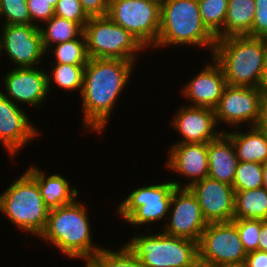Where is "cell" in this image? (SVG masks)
I'll list each match as a JSON object with an SVG mask.
<instances>
[{
  "mask_svg": "<svg viewBox=\"0 0 267 267\" xmlns=\"http://www.w3.org/2000/svg\"><path fill=\"white\" fill-rule=\"evenodd\" d=\"M0 22L2 25L31 24L27 0H0Z\"/></svg>",
  "mask_w": 267,
  "mask_h": 267,
  "instance_id": "4dcf8cb0",
  "label": "cell"
},
{
  "mask_svg": "<svg viewBox=\"0 0 267 267\" xmlns=\"http://www.w3.org/2000/svg\"><path fill=\"white\" fill-rule=\"evenodd\" d=\"M195 267H203L200 263H198Z\"/></svg>",
  "mask_w": 267,
  "mask_h": 267,
  "instance_id": "7dc6e473",
  "label": "cell"
},
{
  "mask_svg": "<svg viewBox=\"0 0 267 267\" xmlns=\"http://www.w3.org/2000/svg\"><path fill=\"white\" fill-rule=\"evenodd\" d=\"M190 190L197 197L208 223L234 219L235 191L232 185L206 177L195 182Z\"/></svg>",
  "mask_w": 267,
  "mask_h": 267,
  "instance_id": "d6986e66",
  "label": "cell"
},
{
  "mask_svg": "<svg viewBox=\"0 0 267 267\" xmlns=\"http://www.w3.org/2000/svg\"><path fill=\"white\" fill-rule=\"evenodd\" d=\"M54 15L76 22L83 29L90 18L79 0H59L54 9Z\"/></svg>",
  "mask_w": 267,
  "mask_h": 267,
  "instance_id": "d6a6232c",
  "label": "cell"
},
{
  "mask_svg": "<svg viewBox=\"0 0 267 267\" xmlns=\"http://www.w3.org/2000/svg\"><path fill=\"white\" fill-rule=\"evenodd\" d=\"M255 7L251 37L267 39V0H255Z\"/></svg>",
  "mask_w": 267,
  "mask_h": 267,
  "instance_id": "e575fe53",
  "label": "cell"
},
{
  "mask_svg": "<svg viewBox=\"0 0 267 267\" xmlns=\"http://www.w3.org/2000/svg\"><path fill=\"white\" fill-rule=\"evenodd\" d=\"M232 186L234 191L253 190L263 187L262 164L238 161Z\"/></svg>",
  "mask_w": 267,
  "mask_h": 267,
  "instance_id": "f1b7e54d",
  "label": "cell"
},
{
  "mask_svg": "<svg viewBox=\"0 0 267 267\" xmlns=\"http://www.w3.org/2000/svg\"><path fill=\"white\" fill-rule=\"evenodd\" d=\"M150 1H154L156 3H159L161 5V3L164 1V0H150Z\"/></svg>",
  "mask_w": 267,
  "mask_h": 267,
  "instance_id": "f6af8a7d",
  "label": "cell"
},
{
  "mask_svg": "<svg viewBox=\"0 0 267 267\" xmlns=\"http://www.w3.org/2000/svg\"><path fill=\"white\" fill-rule=\"evenodd\" d=\"M77 260H81L82 263L84 261V267H104L95 257L77 258Z\"/></svg>",
  "mask_w": 267,
  "mask_h": 267,
  "instance_id": "ab89813d",
  "label": "cell"
},
{
  "mask_svg": "<svg viewBox=\"0 0 267 267\" xmlns=\"http://www.w3.org/2000/svg\"><path fill=\"white\" fill-rule=\"evenodd\" d=\"M27 170L36 178L40 194L45 205L49 209L73 203L79 196V189L75 185L70 186L69 179L61 173H51L40 166L29 165Z\"/></svg>",
  "mask_w": 267,
  "mask_h": 267,
  "instance_id": "ffe728a7",
  "label": "cell"
},
{
  "mask_svg": "<svg viewBox=\"0 0 267 267\" xmlns=\"http://www.w3.org/2000/svg\"><path fill=\"white\" fill-rule=\"evenodd\" d=\"M203 24L216 37L224 38V23L229 0H197Z\"/></svg>",
  "mask_w": 267,
  "mask_h": 267,
  "instance_id": "83f0119b",
  "label": "cell"
},
{
  "mask_svg": "<svg viewBox=\"0 0 267 267\" xmlns=\"http://www.w3.org/2000/svg\"><path fill=\"white\" fill-rule=\"evenodd\" d=\"M47 1H49V4H50L52 7L55 8L59 0H47Z\"/></svg>",
  "mask_w": 267,
  "mask_h": 267,
  "instance_id": "ee69618b",
  "label": "cell"
},
{
  "mask_svg": "<svg viewBox=\"0 0 267 267\" xmlns=\"http://www.w3.org/2000/svg\"><path fill=\"white\" fill-rule=\"evenodd\" d=\"M0 57L2 58V54H1V34H0ZM0 58V61L3 60Z\"/></svg>",
  "mask_w": 267,
  "mask_h": 267,
  "instance_id": "bcb514c9",
  "label": "cell"
},
{
  "mask_svg": "<svg viewBox=\"0 0 267 267\" xmlns=\"http://www.w3.org/2000/svg\"><path fill=\"white\" fill-rule=\"evenodd\" d=\"M39 28L45 50L56 44L77 39L84 32L78 23L56 15Z\"/></svg>",
  "mask_w": 267,
  "mask_h": 267,
  "instance_id": "484cf974",
  "label": "cell"
},
{
  "mask_svg": "<svg viewBox=\"0 0 267 267\" xmlns=\"http://www.w3.org/2000/svg\"><path fill=\"white\" fill-rule=\"evenodd\" d=\"M260 88L262 91H267V56L264 64L263 75L260 81Z\"/></svg>",
  "mask_w": 267,
  "mask_h": 267,
  "instance_id": "60d3db41",
  "label": "cell"
},
{
  "mask_svg": "<svg viewBox=\"0 0 267 267\" xmlns=\"http://www.w3.org/2000/svg\"><path fill=\"white\" fill-rule=\"evenodd\" d=\"M246 253L259 250L261 219H233Z\"/></svg>",
  "mask_w": 267,
  "mask_h": 267,
  "instance_id": "1f68e13d",
  "label": "cell"
},
{
  "mask_svg": "<svg viewBox=\"0 0 267 267\" xmlns=\"http://www.w3.org/2000/svg\"><path fill=\"white\" fill-rule=\"evenodd\" d=\"M147 184L133 188L134 190L127 193L125 199L119 200L121 202L116 209L120 219L122 218L126 225L135 228L134 231L155 229L153 225H158V222H163L161 224L163 227L168 218L176 186L169 179Z\"/></svg>",
  "mask_w": 267,
  "mask_h": 267,
  "instance_id": "52a82bcc",
  "label": "cell"
},
{
  "mask_svg": "<svg viewBox=\"0 0 267 267\" xmlns=\"http://www.w3.org/2000/svg\"><path fill=\"white\" fill-rule=\"evenodd\" d=\"M89 17L107 16L110 0H79Z\"/></svg>",
  "mask_w": 267,
  "mask_h": 267,
  "instance_id": "d590c367",
  "label": "cell"
},
{
  "mask_svg": "<svg viewBox=\"0 0 267 267\" xmlns=\"http://www.w3.org/2000/svg\"><path fill=\"white\" fill-rule=\"evenodd\" d=\"M31 24L40 27L54 16V7L47 0H27Z\"/></svg>",
  "mask_w": 267,
  "mask_h": 267,
  "instance_id": "836d02e7",
  "label": "cell"
},
{
  "mask_svg": "<svg viewBox=\"0 0 267 267\" xmlns=\"http://www.w3.org/2000/svg\"><path fill=\"white\" fill-rule=\"evenodd\" d=\"M144 232L133 231L124 242L143 267H195L199 263L198 242L157 229Z\"/></svg>",
  "mask_w": 267,
  "mask_h": 267,
  "instance_id": "8992f818",
  "label": "cell"
},
{
  "mask_svg": "<svg viewBox=\"0 0 267 267\" xmlns=\"http://www.w3.org/2000/svg\"><path fill=\"white\" fill-rule=\"evenodd\" d=\"M208 177L232 185L238 158L230 137L222 132L208 142Z\"/></svg>",
  "mask_w": 267,
  "mask_h": 267,
  "instance_id": "44dd1931",
  "label": "cell"
},
{
  "mask_svg": "<svg viewBox=\"0 0 267 267\" xmlns=\"http://www.w3.org/2000/svg\"><path fill=\"white\" fill-rule=\"evenodd\" d=\"M43 68L24 67L9 68L1 78L3 86L0 92L13 103L24 107L33 108L46 107L50 99L48 91L47 71ZM47 100V101H46ZM24 104V106H23ZM38 107V108H37Z\"/></svg>",
  "mask_w": 267,
  "mask_h": 267,
  "instance_id": "5bb4252c",
  "label": "cell"
},
{
  "mask_svg": "<svg viewBox=\"0 0 267 267\" xmlns=\"http://www.w3.org/2000/svg\"><path fill=\"white\" fill-rule=\"evenodd\" d=\"M136 66L137 62L121 59L89 58L79 97L84 132L99 137L105 133L121 95L134 77Z\"/></svg>",
  "mask_w": 267,
  "mask_h": 267,
  "instance_id": "6da1fadb",
  "label": "cell"
},
{
  "mask_svg": "<svg viewBox=\"0 0 267 267\" xmlns=\"http://www.w3.org/2000/svg\"><path fill=\"white\" fill-rule=\"evenodd\" d=\"M209 223L203 216L195 194L190 188L174 189L167 221L161 228L164 234L199 242Z\"/></svg>",
  "mask_w": 267,
  "mask_h": 267,
  "instance_id": "9a60e30c",
  "label": "cell"
},
{
  "mask_svg": "<svg viewBox=\"0 0 267 267\" xmlns=\"http://www.w3.org/2000/svg\"><path fill=\"white\" fill-rule=\"evenodd\" d=\"M160 6L150 0H110L107 16L130 32L148 52L157 43Z\"/></svg>",
  "mask_w": 267,
  "mask_h": 267,
  "instance_id": "9c48e42d",
  "label": "cell"
},
{
  "mask_svg": "<svg viewBox=\"0 0 267 267\" xmlns=\"http://www.w3.org/2000/svg\"><path fill=\"white\" fill-rule=\"evenodd\" d=\"M84 35L89 58L139 62L141 55L147 53V49L130 32L108 16L90 17L85 24Z\"/></svg>",
  "mask_w": 267,
  "mask_h": 267,
  "instance_id": "ba28073f",
  "label": "cell"
},
{
  "mask_svg": "<svg viewBox=\"0 0 267 267\" xmlns=\"http://www.w3.org/2000/svg\"><path fill=\"white\" fill-rule=\"evenodd\" d=\"M234 219L267 220V190L235 191Z\"/></svg>",
  "mask_w": 267,
  "mask_h": 267,
  "instance_id": "d4e9b609",
  "label": "cell"
},
{
  "mask_svg": "<svg viewBox=\"0 0 267 267\" xmlns=\"http://www.w3.org/2000/svg\"><path fill=\"white\" fill-rule=\"evenodd\" d=\"M215 43L216 37L202 22L197 0H164L161 3L160 30L152 48L154 51L174 45V48L188 46L191 50H208L212 56Z\"/></svg>",
  "mask_w": 267,
  "mask_h": 267,
  "instance_id": "3957f363",
  "label": "cell"
},
{
  "mask_svg": "<svg viewBox=\"0 0 267 267\" xmlns=\"http://www.w3.org/2000/svg\"><path fill=\"white\" fill-rule=\"evenodd\" d=\"M266 56L267 39L250 36L216 39L212 54L227 85L256 88H260Z\"/></svg>",
  "mask_w": 267,
  "mask_h": 267,
  "instance_id": "277c9868",
  "label": "cell"
},
{
  "mask_svg": "<svg viewBox=\"0 0 267 267\" xmlns=\"http://www.w3.org/2000/svg\"><path fill=\"white\" fill-rule=\"evenodd\" d=\"M168 147L165 168L181 179L171 181L178 188H190L195 182L208 177V143H173ZM189 180V181H188ZM188 181V182H187Z\"/></svg>",
  "mask_w": 267,
  "mask_h": 267,
  "instance_id": "2e32d148",
  "label": "cell"
},
{
  "mask_svg": "<svg viewBox=\"0 0 267 267\" xmlns=\"http://www.w3.org/2000/svg\"><path fill=\"white\" fill-rule=\"evenodd\" d=\"M0 26L2 27L0 29L1 54L3 57L6 56L9 62L11 61V66L13 68L38 65L41 67L40 63L47 59V55L40 28L34 24Z\"/></svg>",
  "mask_w": 267,
  "mask_h": 267,
  "instance_id": "7c38bea8",
  "label": "cell"
},
{
  "mask_svg": "<svg viewBox=\"0 0 267 267\" xmlns=\"http://www.w3.org/2000/svg\"><path fill=\"white\" fill-rule=\"evenodd\" d=\"M46 54L48 57L53 54L52 57L54 58L51 61L49 60V63L87 64L89 57L84 32L77 39L59 43L48 48Z\"/></svg>",
  "mask_w": 267,
  "mask_h": 267,
  "instance_id": "4316f807",
  "label": "cell"
},
{
  "mask_svg": "<svg viewBox=\"0 0 267 267\" xmlns=\"http://www.w3.org/2000/svg\"><path fill=\"white\" fill-rule=\"evenodd\" d=\"M15 179L0 194V213L17 230L38 238L46 226L50 209L43 201L36 178L27 169Z\"/></svg>",
  "mask_w": 267,
  "mask_h": 267,
  "instance_id": "5b68a950",
  "label": "cell"
},
{
  "mask_svg": "<svg viewBox=\"0 0 267 267\" xmlns=\"http://www.w3.org/2000/svg\"><path fill=\"white\" fill-rule=\"evenodd\" d=\"M104 267H143L135 255L122 243L121 247H103L94 256Z\"/></svg>",
  "mask_w": 267,
  "mask_h": 267,
  "instance_id": "f546056e",
  "label": "cell"
},
{
  "mask_svg": "<svg viewBox=\"0 0 267 267\" xmlns=\"http://www.w3.org/2000/svg\"><path fill=\"white\" fill-rule=\"evenodd\" d=\"M259 250L267 252V220H261V232L259 235Z\"/></svg>",
  "mask_w": 267,
  "mask_h": 267,
  "instance_id": "f35d334b",
  "label": "cell"
},
{
  "mask_svg": "<svg viewBox=\"0 0 267 267\" xmlns=\"http://www.w3.org/2000/svg\"><path fill=\"white\" fill-rule=\"evenodd\" d=\"M216 267H245L244 263L241 264H223Z\"/></svg>",
  "mask_w": 267,
  "mask_h": 267,
  "instance_id": "7bdbcfd3",
  "label": "cell"
},
{
  "mask_svg": "<svg viewBox=\"0 0 267 267\" xmlns=\"http://www.w3.org/2000/svg\"><path fill=\"white\" fill-rule=\"evenodd\" d=\"M174 113L171 129L181 137L176 143H208L223 132L218 129L214 109L180 104Z\"/></svg>",
  "mask_w": 267,
  "mask_h": 267,
  "instance_id": "ac0fdd59",
  "label": "cell"
},
{
  "mask_svg": "<svg viewBox=\"0 0 267 267\" xmlns=\"http://www.w3.org/2000/svg\"><path fill=\"white\" fill-rule=\"evenodd\" d=\"M242 129V130H241ZM226 130L240 162L264 163L267 160V132L257 126Z\"/></svg>",
  "mask_w": 267,
  "mask_h": 267,
  "instance_id": "7402d4cb",
  "label": "cell"
},
{
  "mask_svg": "<svg viewBox=\"0 0 267 267\" xmlns=\"http://www.w3.org/2000/svg\"><path fill=\"white\" fill-rule=\"evenodd\" d=\"M255 11V0H229L224 23V38L251 37Z\"/></svg>",
  "mask_w": 267,
  "mask_h": 267,
  "instance_id": "603a6c76",
  "label": "cell"
},
{
  "mask_svg": "<svg viewBox=\"0 0 267 267\" xmlns=\"http://www.w3.org/2000/svg\"><path fill=\"white\" fill-rule=\"evenodd\" d=\"M262 93L261 88L227 85L214 108L219 129L225 132L227 128L256 126L260 117ZM221 125L227 127L222 128Z\"/></svg>",
  "mask_w": 267,
  "mask_h": 267,
  "instance_id": "8fae6325",
  "label": "cell"
},
{
  "mask_svg": "<svg viewBox=\"0 0 267 267\" xmlns=\"http://www.w3.org/2000/svg\"><path fill=\"white\" fill-rule=\"evenodd\" d=\"M79 198L71 204L50 209L46 226L38 237L74 261L94 257L104 247L94 242L88 204Z\"/></svg>",
  "mask_w": 267,
  "mask_h": 267,
  "instance_id": "7a4b0ae2",
  "label": "cell"
},
{
  "mask_svg": "<svg viewBox=\"0 0 267 267\" xmlns=\"http://www.w3.org/2000/svg\"><path fill=\"white\" fill-rule=\"evenodd\" d=\"M256 126L267 132V91H263L261 96L260 117Z\"/></svg>",
  "mask_w": 267,
  "mask_h": 267,
  "instance_id": "74e56055",
  "label": "cell"
},
{
  "mask_svg": "<svg viewBox=\"0 0 267 267\" xmlns=\"http://www.w3.org/2000/svg\"><path fill=\"white\" fill-rule=\"evenodd\" d=\"M245 267H267V252L256 250L247 253Z\"/></svg>",
  "mask_w": 267,
  "mask_h": 267,
  "instance_id": "8d00e7d4",
  "label": "cell"
},
{
  "mask_svg": "<svg viewBox=\"0 0 267 267\" xmlns=\"http://www.w3.org/2000/svg\"><path fill=\"white\" fill-rule=\"evenodd\" d=\"M210 57V63L207 60L199 72L182 84L179 94L189 102L184 103L187 106L214 109L227 86L221 66L212 56Z\"/></svg>",
  "mask_w": 267,
  "mask_h": 267,
  "instance_id": "e0dca14e",
  "label": "cell"
},
{
  "mask_svg": "<svg viewBox=\"0 0 267 267\" xmlns=\"http://www.w3.org/2000/svg\"><path fill=\"white\" fill-rule=\"evenodd\" d=\"M262 172H263V188L267 190V160L262 163Z\"/></svg>",
  "mask_w": 267,
  "mask_h": 267,
  "instance_id": "b9f144b4",
  "label": "cell"
},
{
  "mask_svg": "<svg viewBox=\"0 0 267 267\" xmlns=\"http://www.w3.org/2000/svg\"><path fill=\"white\" fill-rule=\"evenodd\" d=\"M50 65L51 69L46 70L49 94L54 92L52 88L55 85L54 88L57 87L59 90L62 89L67 93L70 91L73 94L75 92L77 94L78 91V95H81L86 64L50 63Z\"/></svg>",
  "mask_w": 267,
  "mask_h": 267,
  "instance_id": "cb8c5ba5",
  "label": "cell"
},
{
  "mask_svg": "<svg viewBox=\"0 0 267 267\" xmlns=\"http://www.w3.org/2000/svg\"><path fill=\"white\" fill-rule=\"evenodd\" d=\"M26 108L22 109L0 92V146L12 161L21 154L19 151L42 137L41 129L32 123Z\"/></svg>",
  "mask_w": 267,
  "mask_h": 267,
  "instance_id": "4fadbf2b",
  "label": "cell"
},
{
  "mask_svg": "<svg viewBox=\"0 0 267 267\" xmlns=\"http://www.w3.org/2000/svg\"><path fill=\"white\" fill-rule=\"evenodd\" d=\"M247 253L232 221L211 222L198 242V262L203 267L241 264Z\"/></svg>",
  "mask_w": 267,
  "mask_h": 267,
  "instance_id": "30bf717a",
  "label": "cell"
}]
</instances>
